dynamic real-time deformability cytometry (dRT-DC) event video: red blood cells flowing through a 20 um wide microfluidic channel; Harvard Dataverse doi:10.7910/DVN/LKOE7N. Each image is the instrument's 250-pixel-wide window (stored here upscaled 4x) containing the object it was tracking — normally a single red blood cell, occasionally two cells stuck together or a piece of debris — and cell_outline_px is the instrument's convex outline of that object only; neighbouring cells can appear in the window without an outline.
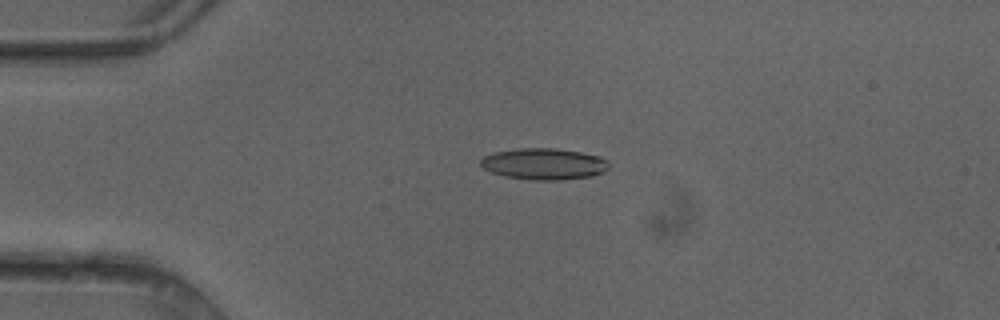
{"species": "common noctule bat (a hibernating species)", "species_latin": "Nyctalus noctula", "temperature_condition": "cold", "stored_images_in_passage": 3, "camera_frame_rate_fps": 3000, "um_per_image_px": 0.085, "animal": {"sex": "female"}, "frame": {"image": 1, "passage_image": 3, "time_ms": 0.667, "image_size_px": [1000, 320], "cell_outline_px": [[608, 168], [604, 172], [592, 176], [556, 180], [528, 180], [504, 176], [492, 172], [484, 168], [480, 164], [480, 160], [484, 156], [496, 152], [516, 148], [556, 148], [580, 152], [600, 156], [608, 164]], "centroid_in_image_um": [46.22, 13.93], "position_along_channel_um": 38.8, "area_um2": 23.41}}